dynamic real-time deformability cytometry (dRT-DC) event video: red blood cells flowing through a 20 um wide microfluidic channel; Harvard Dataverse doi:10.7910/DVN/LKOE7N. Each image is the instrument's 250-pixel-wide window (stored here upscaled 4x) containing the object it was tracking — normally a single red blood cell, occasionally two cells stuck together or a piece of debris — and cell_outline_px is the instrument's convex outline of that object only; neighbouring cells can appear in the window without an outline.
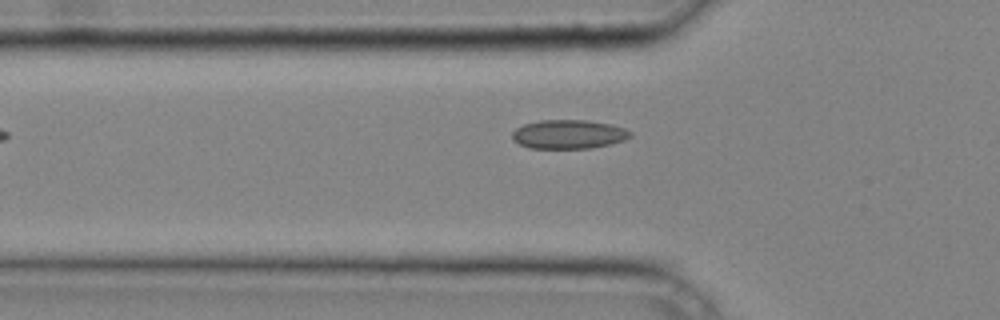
{"species": "common noctule bat (a hibernating species)", "species_latin": "Nyctalus noctula", "temperature_condition": "cold", "stored_images_in_passage": 29, "camera_frame_rate_fps": 3000, "um_per_image_px": 0.085, "animal": {"sex": "male", "body_mass_g": 20.4}, "frame": {"image": 1, "passage_image": 4, "time_ms": 1.0, "image_size_px": [1000, 320], "cell_outline_px": [[632, 136], [624, 140], [592, 148], [528, 148], [512, 140], [512, 132], [516, 128], [524, 124], [540, 120], [588, 120], [612, 124], [624, 128], [632, 132]], "centroid_in_image_um": [48.33, 11.41], "position_along_channel_um": 77.5, "area_um2": 20.0}}
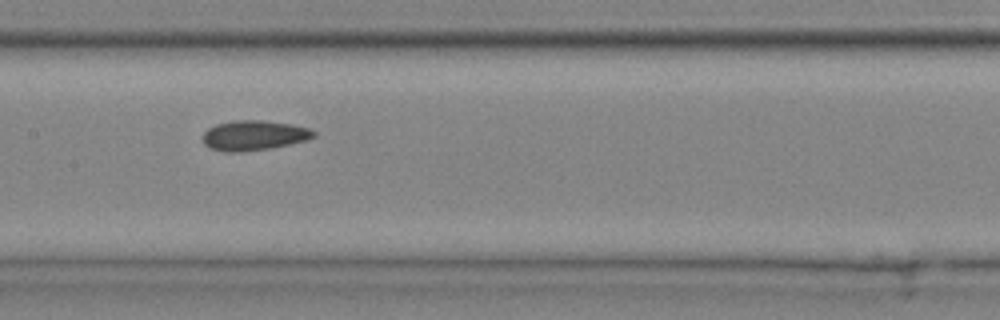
{"frame": {"image": 2, "passage_image": 11, "time_ms": 3.333, "image_size_px": [1000, 320], "cell_outline_px": [[316, 136], [304, 140], [272, 148], [240, 152], [224, 152], [208, 148], [204, 144], [204, 132], [208, 128], [216, 124], [236, 120], [260, 120], [292, 124], [308, 128], [316, 132]], "centroid_in_image_um": [21.56, 11.51], "position_along_channel_um": 185.8, "area_um2": 19.31}}
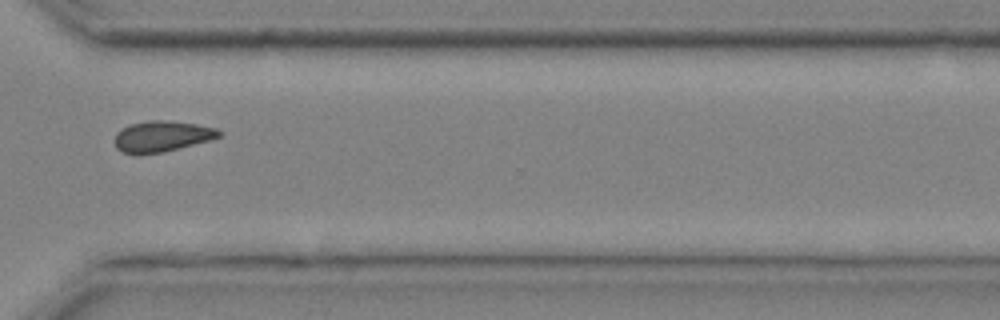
{"frame": {"image": 3, "passage_image": 22, "time_ms": 7.0, "image_size_px": [1000, 320], "cell_outline_px": [[224, 132], [220, 136], [212, 140], [164, 152], [140, 156], [136, 156], [124, 152], [116, 148], [116, 132], [128, 124], [148, 120], [164, 120], [196, 124], [216, 128]], "centroid_in_image_um": [13.76, 11.61], "position_along_channel_um": 356.8, "area_um2": 19.19}}